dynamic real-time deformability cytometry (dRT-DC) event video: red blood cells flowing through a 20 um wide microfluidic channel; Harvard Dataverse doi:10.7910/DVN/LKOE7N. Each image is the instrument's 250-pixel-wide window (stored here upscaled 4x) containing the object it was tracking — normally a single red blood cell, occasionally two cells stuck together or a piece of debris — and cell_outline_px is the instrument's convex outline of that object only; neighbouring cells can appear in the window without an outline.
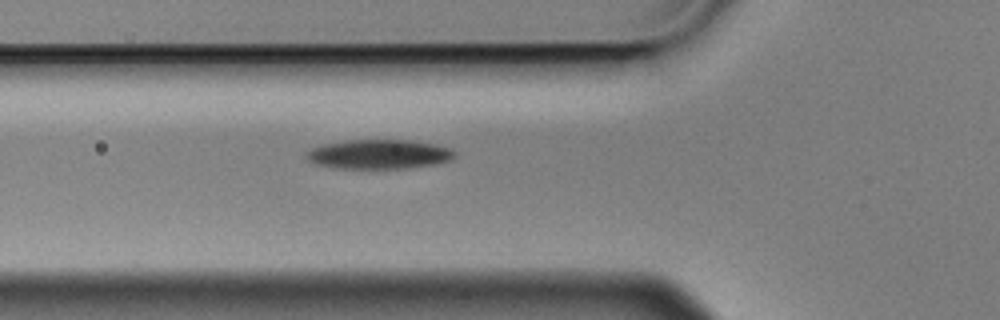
{"species": "Egyptian fruit bat (a non-hibernating species)", "species_latin": "Rousettus aegyptiacus", "temperature_condition": "cold", "stored_images_in_passage": 6, "camera_frame_rate_fps": 3000, "um_per_image_px": 0.085, "animal": {"sex": "male"}, "frame": {"image": 1, "passage_image": 6, "time_ms": 1.667, "image_size_px": [1000, 320], "cell_outline_px": [[456, 156], [452, 160], [436, 164], [408, 168], [340, 168], [316, 164], [308, 160], [304, 156], [304, 152], [320, 144], [344, 140], [412, 140], [436, 144], [452, 148], [456, 152]], "centroid_in_image_um": [32.23, 13.1], "position_along_channel_um": 93.6, "area_um2": 25.78}}